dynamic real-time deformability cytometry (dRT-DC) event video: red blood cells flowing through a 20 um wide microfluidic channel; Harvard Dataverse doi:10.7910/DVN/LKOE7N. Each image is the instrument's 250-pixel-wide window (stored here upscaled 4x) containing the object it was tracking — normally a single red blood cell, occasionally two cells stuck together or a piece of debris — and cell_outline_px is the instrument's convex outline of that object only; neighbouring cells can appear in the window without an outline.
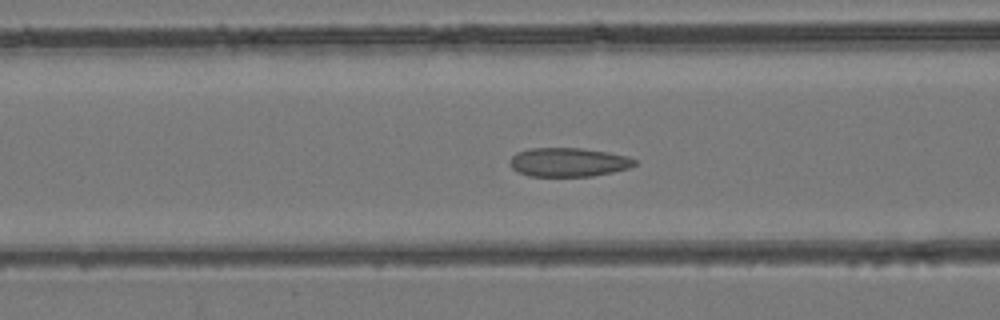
{"species": "common noctule bat (a hibernating species)", "species_latin": "Nyctalus noctula", "temperature_condition": "room temperature", "stored_images_in_passage": 50, "camera_frame_rate_fps": 3000, "um_per_image_px": 0.085, "animal": {"sex": "female", "body_mass_g": 24.6, "forearm_length_mm": 56.2}, "frame": {"image": 1, "passage_image": 20, "time_ms": 6.333, "image_size_px": [1000, 320], "cell_outline_px": [[636, 164], [628, 168], [612, 172], [592, 176], [528, 176], [516, 172], [508, 164], [508, 160], [516, 152], [528, 148], [580, 148], [608, 152], [628, 156], [636, 160]], "centroid_in_image_um": [48.26, 13.78], "position_along_channel_um": 118.3, "area_um2": 21.21}}
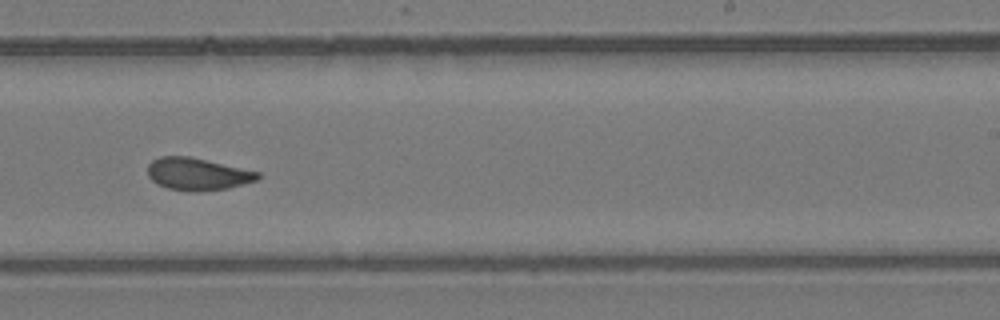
{"frame": {"image": 2, "passage_image": 31, "time_ms": 10.0, "image_size_px": [1000, 320], "cell_outline_px": [[260, 176], [256, 180], [244, 184], [228, 188], [200, 192], [196, 192], [168, 188], [156, 184], [148, 176], [148, 164], [152, 160], [160, 156], [188, 156], [260, 172]], "centroid_in_image_um": [16.77, 14.8], "position_along_channel_um": 272.2, "area_um2": 20.69}}
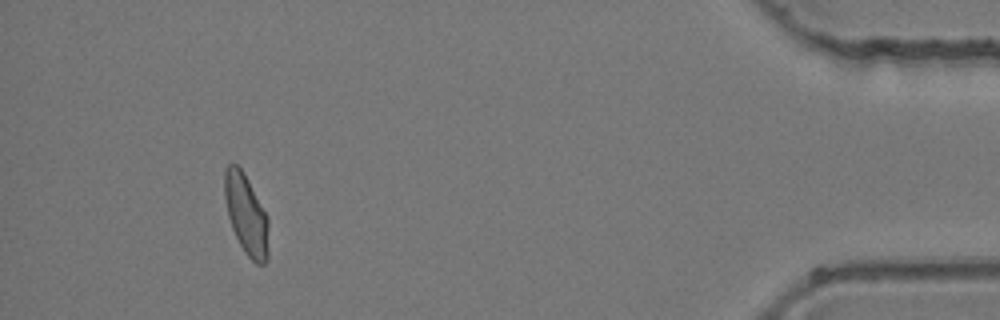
{"frame": {"image": 3, "passage_image": 46, "time_ms": 15.0, "image_size_px": [1000, 320], "cell_outline_px": [[268, 260], [264, 264], [256, 264], [244, 252], [232, 228], [228, 216], [224, 196], [224, 172], [228, 164], [236, 164], [240, 168], [248, 180], [268, 216]], "centroid_in_image_um": [20.93, 18.25], "position_along_channel_um": 414.3, "area_um2": 20.58}}